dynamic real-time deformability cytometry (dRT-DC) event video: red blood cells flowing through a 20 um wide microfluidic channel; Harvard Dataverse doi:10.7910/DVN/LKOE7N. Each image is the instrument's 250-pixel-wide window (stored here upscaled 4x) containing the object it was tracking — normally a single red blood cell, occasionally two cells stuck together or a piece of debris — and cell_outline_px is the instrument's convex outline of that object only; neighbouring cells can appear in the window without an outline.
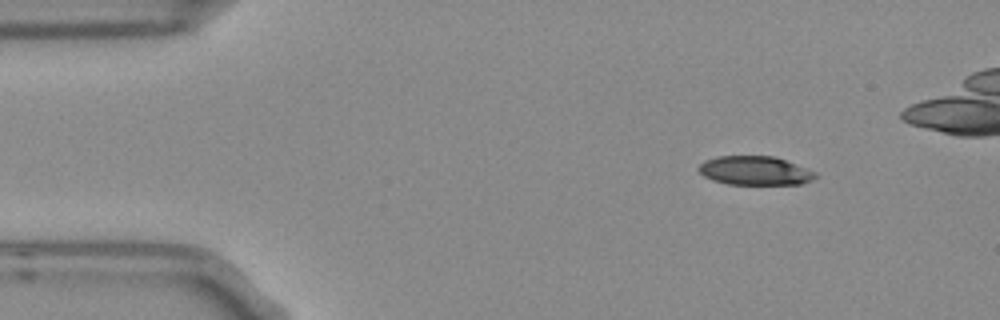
{"species": "Egyptian fruit bat (a non-hibernating species)", "species_latin": "Rousettus aegyptiacus", "temperature_condition": "room temperature", "stored_images_in_passage": 4, "camera_frame_rate_fps": 3000, "um_per_image_px": 0.085, "frame": {"image": 1, "passage_image": 1, "time_ms": 0.0, "image_size_px": [1000, 320], "cell_outline_px": [[820, 176], [812, 180], [800, 184], [728, 184], [712, 180], [704, 176], [696, 168], [704, 160], [716, 156], [776, 156], [816, 172]], "centroid_in_image_um": [64.17, 14.5], "position_along_channel_um": 20.8, "area_um2": 19.83}}